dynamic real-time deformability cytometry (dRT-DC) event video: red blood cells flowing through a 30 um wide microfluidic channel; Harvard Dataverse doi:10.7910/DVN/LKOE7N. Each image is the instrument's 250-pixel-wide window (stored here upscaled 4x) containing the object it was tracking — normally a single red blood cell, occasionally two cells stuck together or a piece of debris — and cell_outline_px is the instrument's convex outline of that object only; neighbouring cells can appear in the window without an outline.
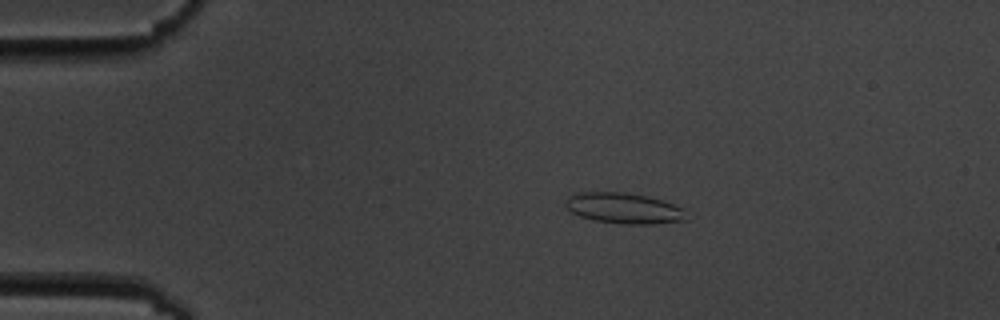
{"species": "common noctule bat (a hibernating species)", "species_latin": "Nyctalus noctula", "temperature_condition": "cold", "stored_images_in_passage": 6, "camera_frame_rate_fps": 3000, "um_per_image_px": 0.085, "animal": {"sex": "male", "body_mass_g": 19.5, "forearm_length_mm": 54.6}, "frame": {"image": 1, "passage_image": 3, "time_ms": 2.333, "image_size_px": [1000, 320], "cell_outline_px": [[688, 220], [652, 224], [624, 224], [596, 220], [580, 216], [572, 212], [564, 204], [572, 192], [620, 192], [644, 196], [660, 200], [672, 204], [680, 208]], "centroid_in_image_um": [52.97, 17.7], "position_along_channel_um": 32.0, "area_um2": 21.21}}